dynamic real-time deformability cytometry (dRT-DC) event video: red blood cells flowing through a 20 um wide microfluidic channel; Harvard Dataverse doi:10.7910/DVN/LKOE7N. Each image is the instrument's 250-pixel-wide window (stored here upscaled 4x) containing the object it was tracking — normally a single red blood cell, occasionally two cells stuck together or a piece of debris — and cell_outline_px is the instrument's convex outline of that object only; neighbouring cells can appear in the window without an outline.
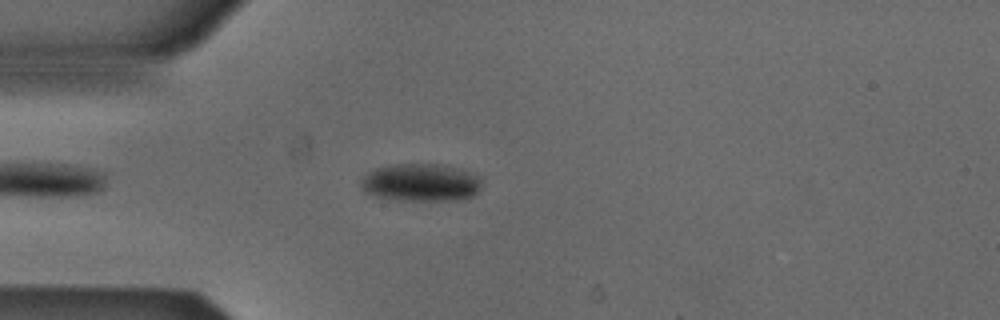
{"species": "Egyptian fruit bat (a non-hibernating species)", "species_latin": "Rousettus aegyptiacus", "temperature_condition": "cold", "stored_images_in_passage": 5, "camera_frame_rate_fps": 3000, "um_per_image_px": 0.085, "animal": {"sex": "male"}, "frame": {"image": 1, "passage_image": 5, "time_ms": 1.333, "image_size_px": [1000, 320], "cell_outline_px": [[480, 188], [472, 196], [460, 200], [396, 200], [376, 196], [364, 192], [360, 184], [360, 180], [368, 172], [376, 168], [388, 164], [436, 164], [460, 168], [480, 176]], "centroid_in_image_um": [35.75, 15.51], "position_along_channel_um": 49.3, "area_um2": 26.7}}